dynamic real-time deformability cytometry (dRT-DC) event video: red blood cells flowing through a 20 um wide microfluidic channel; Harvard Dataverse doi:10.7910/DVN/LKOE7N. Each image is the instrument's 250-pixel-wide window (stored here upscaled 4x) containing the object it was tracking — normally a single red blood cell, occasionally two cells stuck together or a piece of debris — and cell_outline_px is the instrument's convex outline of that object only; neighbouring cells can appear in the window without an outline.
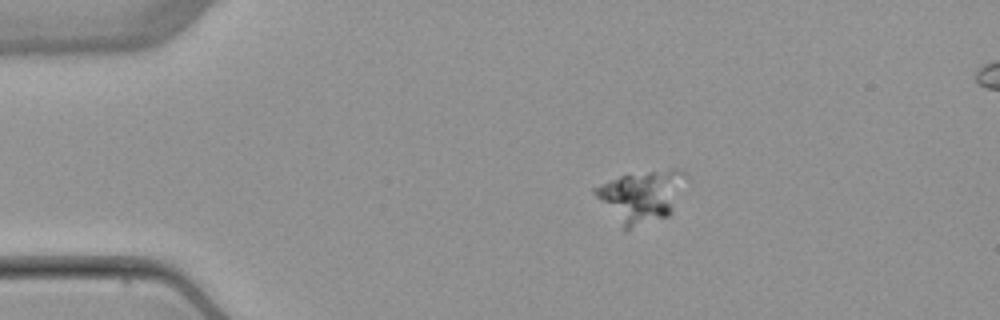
{"species": "common noctule bat (a hibernating species)", "species_latin": "Nyctalus noctula", "temperature_condition": "warm", "stored_images_in_passage": 3, "camera_frame_rate_fps": 3000, "um_per_image_px": 0.085, "animal": {"sex": "female", "body_mass_g": 22.7, "forearm_length_mm": 54.2}, "frame": {"image": 1, "passage_image": 1, "time_ms": 0.0, "image_size_px": [1000, 320], "cell_outline_px": [[688, 180], [672, 212], [668, 216], [624, 232], [592, 192], [592, 188], [608, 180], [620, 176], [676, 168], [680, 168], [684, 172]], "centroid_in_image_um": [54.52, 16.71], "position_along_channel_um": 30.5, "area_um2": 27.92}}
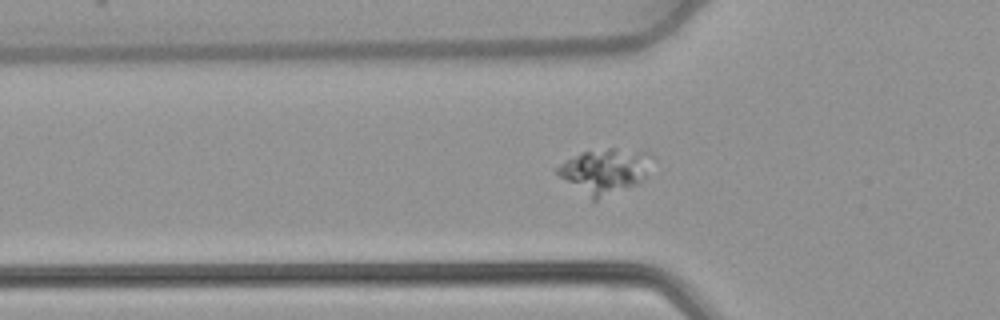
{"frame": {"image": 2, "passage_image": 3, "time_ms": 0.667, "image_size_px": [1000, 320], "cell_outline_px": [[656, 156], [644, 176], [636, 184], [592, 204], [560, 176], [552, 168], [580, 152], [608, 148], [616, 148], [652, 152]], "centroid_in_image_um": [51.4, 14.56], "position_along_channel_um": 74.4, "area_um2": 25.61}}